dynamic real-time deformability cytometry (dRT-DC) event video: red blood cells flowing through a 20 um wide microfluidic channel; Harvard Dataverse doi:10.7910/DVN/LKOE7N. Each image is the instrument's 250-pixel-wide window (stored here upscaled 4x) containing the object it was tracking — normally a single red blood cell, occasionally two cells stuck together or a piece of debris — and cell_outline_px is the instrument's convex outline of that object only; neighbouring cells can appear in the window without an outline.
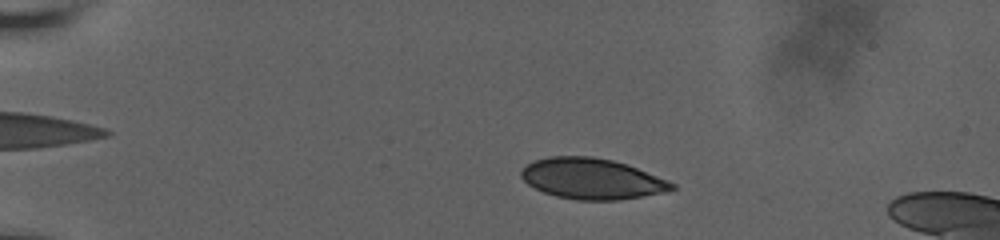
{"species": "human", "species_latin": "Homo sapiens", "temperature_condition": "room temperature", "stored_images_in_passage": 27, "camera_frame_rate_fps": 3000, "um_per_image_px": 0.085, "donor": {"sex": "male"}, "frame": {"image": 1, "passage_image": 11, "time_ms": 3.0, "image_size_px": [1000, 240], "cell_outline_px": [[676, 188], [668, 192], [616, 200], [576, 200], [556, 196], [544, 192], [528, 184], [520, 176], [520, 172], [528, 164], [536, 160], [548, 156], [592, 156], [612, 160], [636, 168], [668, 180], [676, 184]], "centroid_in_image_um": [50.32, 15.2], "position_along_channel_um": 34.7, "area_um2": 35.6}}
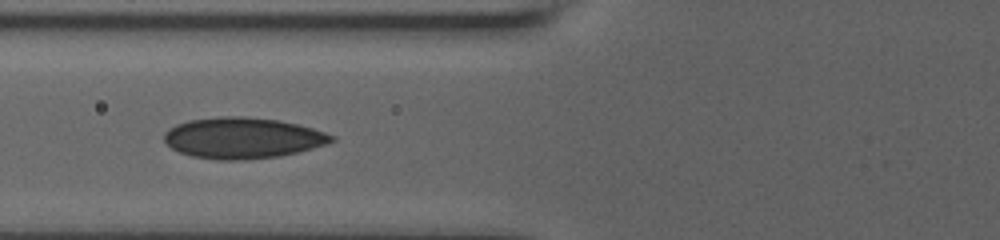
{"frame": {"image": 2, "passage_image": 22, "time_ms": 7.0, "image_size_px": [1000, 240], "cell_outline_px": [[336, 140], [300, 152], [280, 156], [244, 160], [216, 160], [192, 156], [180, 152], [172, 148], [164, 140], [164, 132], [176, 124], [188, 120], [224, 116], [244, 116], [280, 120], [312, 128], [336, 136]], "centroid_in_image_um": [20.63, 11.73], "position_along_channel_um": 105.2, "area_um2": 40.06}}
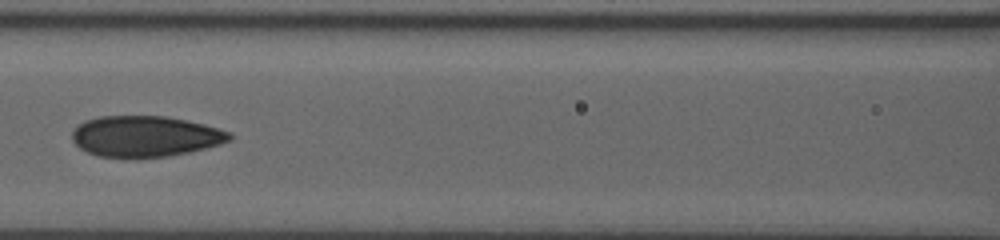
{"frame": {"image": 3, "passage_image": 25, "time_ms": 8.333, "image_size_px": [1000, 240], "cell_outline_px": [[232, 140], [220, 144], [188, 152], [168, 156], [136, 160], [96, 156], [80, 148], [72, 140], [72, 132], [76, 124], [84, 120], [100, 116], [164, 116], [204, 124], [232, 132]], "centroid_in_image_um": [12.3, 11.61], "position_along_channel_um": 154.3, "area_um2": 38.26}}